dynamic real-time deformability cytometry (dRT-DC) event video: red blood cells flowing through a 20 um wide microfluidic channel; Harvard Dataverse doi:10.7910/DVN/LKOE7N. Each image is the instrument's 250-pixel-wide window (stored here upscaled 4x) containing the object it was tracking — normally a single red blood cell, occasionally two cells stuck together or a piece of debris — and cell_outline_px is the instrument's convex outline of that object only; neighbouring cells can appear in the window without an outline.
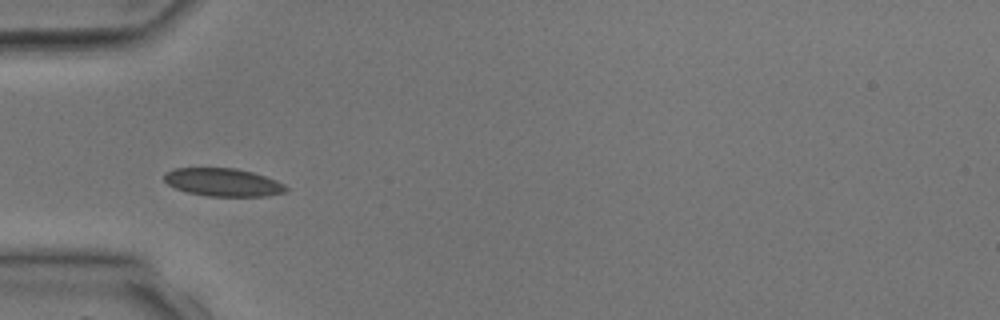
{"species": "common noctule bat (a hibernating species)", "species_latin": "Nyctalus noctula", "temperature_condition": "room temperature", "stored_images_in_passage": 2, "camera_frame_rate_fps": 3000, "um_per_image_px": 0.085, "animal": {"sex": "male", "body_mass_g": 17.9, "forearm_length_mm": 54.2}, "frame": {"image": 1, "passage_image": 2, "time_ms": 2.0, "image_size_px": [1000, 320], "cell_outline_px": [[288, 188], [284, 192], [268, 196], [208, 196], [188, 192], [176, 188], [168, 184], [164, 180], [164, 172], [172, 168], [236, 168], [252, 172], [276, 180], [284, 184]], "centroid_in_image_um": [18.94, 15.49], "position_along_channel_um": 66.1, "area_um2": 19.83}}